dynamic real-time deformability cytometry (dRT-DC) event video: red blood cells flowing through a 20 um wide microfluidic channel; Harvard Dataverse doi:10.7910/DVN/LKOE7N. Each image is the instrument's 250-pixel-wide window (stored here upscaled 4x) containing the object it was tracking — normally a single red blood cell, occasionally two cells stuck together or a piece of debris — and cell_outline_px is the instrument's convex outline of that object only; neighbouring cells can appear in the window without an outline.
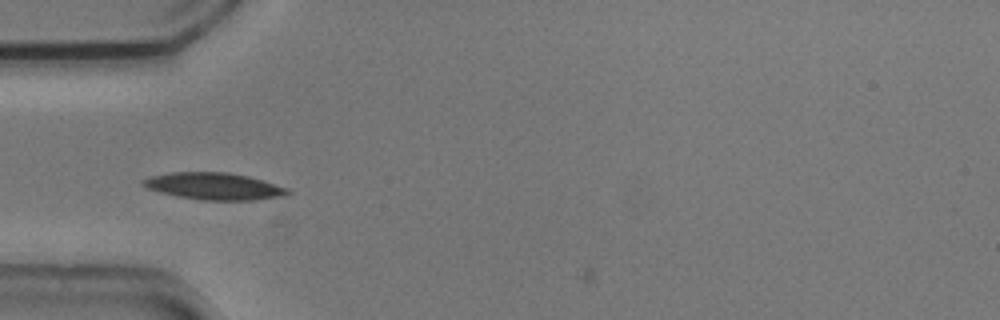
{"species": "common noctule bat (a hibernating species)", "species_latin": "Nyctalus noctula", "temperature_condition": "cold", "stored_images_in_passage": 5, "camera_frame_rate_fps": 3000, "um_per_image_px": 0.085, "animal": {"sex": "male", "body_mass_g": 20.5, "forearm_length_mm": 52.5}, "frame": {"image": 1, "passage_image": 2, "time_ms": 0.333, "image_size_px": [1000, 320], "cell_outline_px": [[292, 192], [280, 196], [256, 200], [200, 200], [160, 192], [148, 188], [140, 184], [140, 180], [152, 176], [172, 172], [228, 172], [248, 176], [264, 180], [288, 188]], "centroid_in_image_um": [18.2, 15.82], "position_along_channel_um": 66.8, "area_um2": 22.66}}